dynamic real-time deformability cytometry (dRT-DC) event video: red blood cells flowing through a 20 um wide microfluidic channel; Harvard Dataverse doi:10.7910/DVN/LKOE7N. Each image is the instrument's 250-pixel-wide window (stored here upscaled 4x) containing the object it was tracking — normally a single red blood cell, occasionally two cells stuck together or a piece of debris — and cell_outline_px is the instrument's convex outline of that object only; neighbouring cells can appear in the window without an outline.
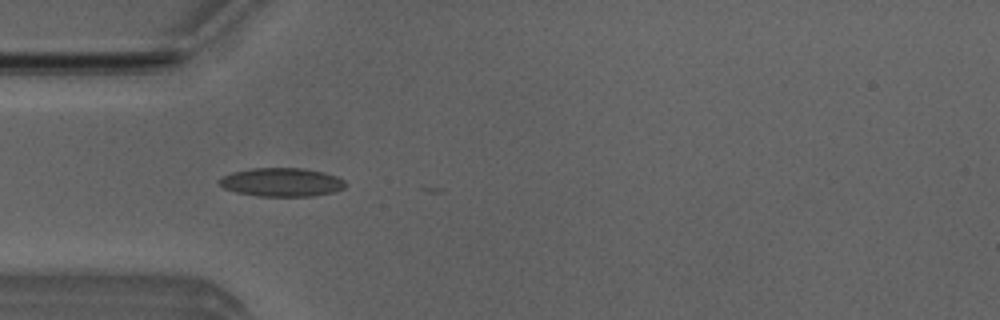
{"species": "Egyptian fruit bat (a non-hibernating species)", "species_latin": "Rousettus aegyptiacus", "temperature_condition": "room temperature", "stored_images_in_passage": 26, "camera_frame_rate_fps": 3000, "um_per_image_px": 0.085, "animal": {"sex": "male"}, "frame": {"image": 1, "passage_image": 15, "time_ms": 4.667, "image_size_px": [1000, 320], "cell_outline_px": [[348, 184], [344, 188], [332, 192], [312, 196], [256, 196], [236, 192], [224, 188], [220, 184], [220, 180], [224, 176], [232, 172], [252, 168], [304, 168], [324, 172], [336, 176], [344, 180]], "centroid_in_image_um": [23.97, 15.48], "position_along_channel_um": 61.0, "area_um2": 20.98}}
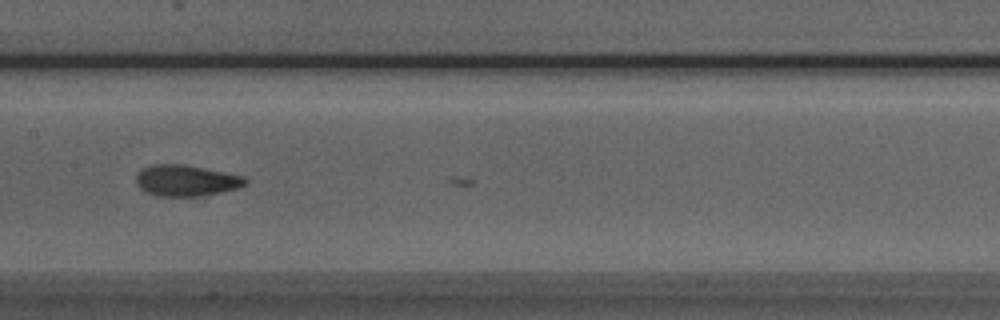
{"frame": {"image": 2, "passage_image": 25, "time_ms": 8.0, "image_size_px": [1000, 320], "cell_outline_px": [[248, 184], [236, 188], [220, 192], [200, 196], [156, 196], [140, 188], [136, 184], [136, 176], [140, 168], [152, 164], [188, 164], [244, 176], [248, 180]], "centroid_in_image_um": [15.81, 15.33], "position_along_channel_um": 191.6, "area_um2": 20.06}}